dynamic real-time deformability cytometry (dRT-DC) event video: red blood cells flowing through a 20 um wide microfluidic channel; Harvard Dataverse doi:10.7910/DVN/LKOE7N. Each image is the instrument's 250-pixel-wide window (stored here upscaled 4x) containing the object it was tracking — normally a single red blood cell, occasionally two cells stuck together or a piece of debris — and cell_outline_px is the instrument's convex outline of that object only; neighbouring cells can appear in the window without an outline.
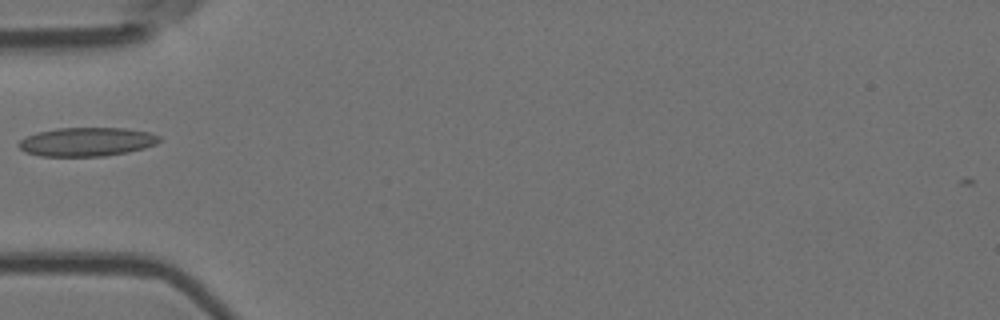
{"species": "Egyptian fruit bat (a non-hibernating species)", "species_latin": "Rousettus aegyptiacus", "temperature_condition": "room temperature", "stored_images_in_passage": 1, "camera_frame_rate_fps": 3000, "um_per_image_px": 0.085, "animal": {"sex": "female"}, "frame": {"image": 1, "passage_image": 1, "time_ms": 0.0, "image_size_px": [1000, 320], "cell_outline_px": [[160, 140], [156, 144], [144, 148], [128, 152], [104, 156], [40, 156], [24, 152], [16, 144], [20, 140], [36, 132], [56, 128], [124, 128], [152, 132], [160, 136]], "centroid_in_image_um": [7.37, 12.05], "position_along_channel_um": 77.6, "area_um2": 23.76}}